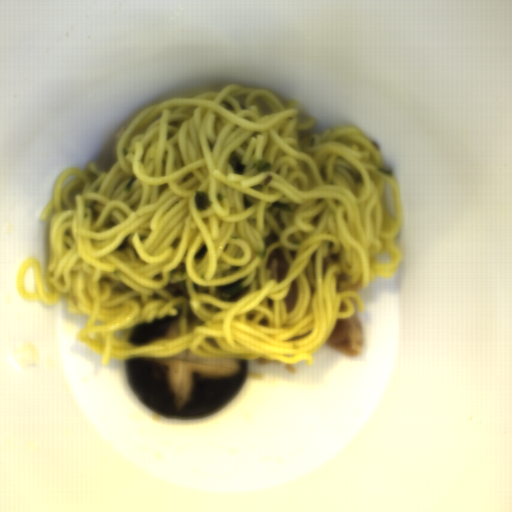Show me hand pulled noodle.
Wrapping results in <instances>:
<instances>
[{"label": "hand pulled noodle", "instance_id": "hand-pulled-noodle-1", "mask_svg": "<svg viewBox=\"0 0 512 512\" xmlns=\"http://www.w3.org/2000/svg\"><path fill=\"white\" fill-rule=\"evenodd\" d=\"M301 104L266 89L229 84L142 109L120 134L109 170L90 162L62 172L39 213L49 223L48 264L29 257L16 285L25 301L88 316L76 340L101 363L168 358L265 359L313 365L337 319L366 308L369 282L392 280L402 198L377 145L356 126L317 135ZM247 167L236 175L229 154ZM258 160L272 163L257 172ZM391 185L397 215L385 203ZM212 203L198 212L195 191ZM286 203L292 212L271 208ZM284 248L282 280L270 253ZM390 254L387 264L376 256ZM34 267L33 293L24 277ZM242 278L247 293L223 301ZM296 281L292 312L283 297ZM185 280L189 297L169 283ZM180 315L179 336L133 346L138 322Z\"/></svg>", "mask_w": 512, "mask_h": 512}]
</instances>
